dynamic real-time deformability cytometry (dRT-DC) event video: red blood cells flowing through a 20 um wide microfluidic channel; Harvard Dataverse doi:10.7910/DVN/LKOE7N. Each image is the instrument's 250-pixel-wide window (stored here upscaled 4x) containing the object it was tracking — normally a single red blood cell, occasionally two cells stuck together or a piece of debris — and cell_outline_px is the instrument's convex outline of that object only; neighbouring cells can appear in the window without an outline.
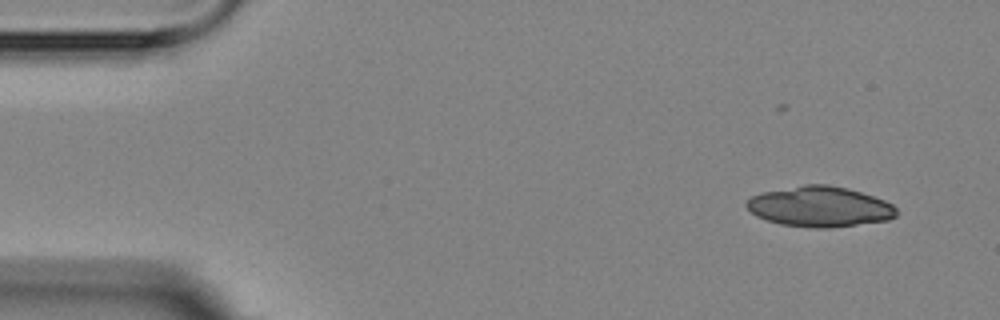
{"species": "Egyptian fruit bat (a non-hibernating species)", "species_latin": "Rousettus aegyptiacus", "temperature_condition": "room temperature", "stored_images_in_passage": 3, "camera_frame_rate_fps": 3000, "um_per_image_px": 0.085, "animal": {"sex": "female"}, "frame": {"image": 1, "passage_image": 1, "time_ms": 0.0, "image_size_px": [1000, 320], "cell_outline_px": [[896, 216], [888, 220], [828, 228], [812, 228], [780, 224], [756, 216], [744, 204], [752, 196], [760, 192], [804, 184], [828, 184], [848, 188], [884, 200], [892, 204], [896, 208]], "centroid_in_image_um": [69.66, 17.56], "position_along_channel_um": 15.3, "area_um2": 35.26}}